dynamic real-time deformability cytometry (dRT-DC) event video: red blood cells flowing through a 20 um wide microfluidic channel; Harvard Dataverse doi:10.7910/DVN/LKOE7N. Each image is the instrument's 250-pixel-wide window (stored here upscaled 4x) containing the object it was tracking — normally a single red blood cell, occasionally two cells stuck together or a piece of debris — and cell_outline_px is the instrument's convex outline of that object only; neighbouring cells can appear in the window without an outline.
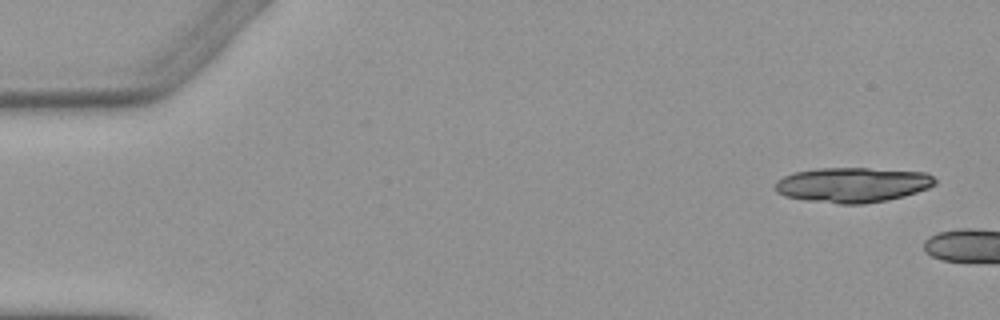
{"species": "Egyptian fruit bat (a non-hibernating species)", "species_latin": "Rousettus aegyptiacus", "temperature_condition": "warm", "stored_images_in_passage": 3, "camera_frame_rate_fps": 3000, "um_per_image_px": 0.085, "animal": {"sex": "female"}, "frame": {"image": 1, "passage_image": 1, "time_ms": 0.0, "image_size_px": [1000, 320], "cell_outline_px": [[936, 184], [928, 188], [904, 196], [888, 200], [864, 204], [840, 204], [804, 200], [784, 196], [776, 192], [776, 180], [784, 176], [796, 172], [816, 168], [868, 168], [928, 172], [936, 180]], "centroid_in_image_um": [72.47, 15.71], "position_along_channel_um": 12.5, "area_um2": 32.77}}